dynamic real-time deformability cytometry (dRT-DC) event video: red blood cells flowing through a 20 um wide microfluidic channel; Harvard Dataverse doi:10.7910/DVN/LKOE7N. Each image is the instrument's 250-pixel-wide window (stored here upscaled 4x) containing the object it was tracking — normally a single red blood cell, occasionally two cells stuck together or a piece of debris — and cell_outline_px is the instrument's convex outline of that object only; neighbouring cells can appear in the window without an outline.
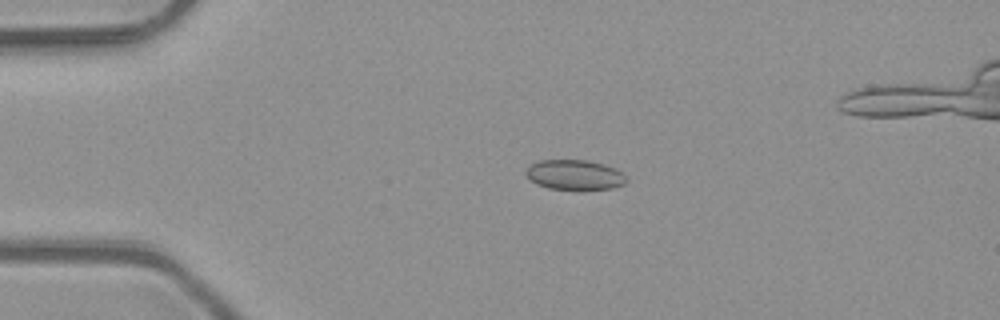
{"species": "common noctule bat (a hibernating species)", "species_latin": "Nyctalus noctula", "temperature_condition": "room temperature", "stored_images_in_passage": 51, "camera_frame_rate_fps": 3000, "um_per_image_px": 0.085, "animal": {"sex": "male", "body_mass_g": 23.1, "forearm_length_mm": 52.7}, "frame": {"image": 1, "passage_image": 11, "time_ms": 3.333, "image_size_px": [1000, 320], "cell_outline_px": [[628, 180], [624, 184], [612, 188], [548, 188], [536, 184], [524, 172], [532, 164], [540, 160], [588, 160], [604, 164], [616, 168]], "centroid_in_image_um": [48.85, 14.83], "position_along_channel_um": 36.1, "area_um2": 17.11}}
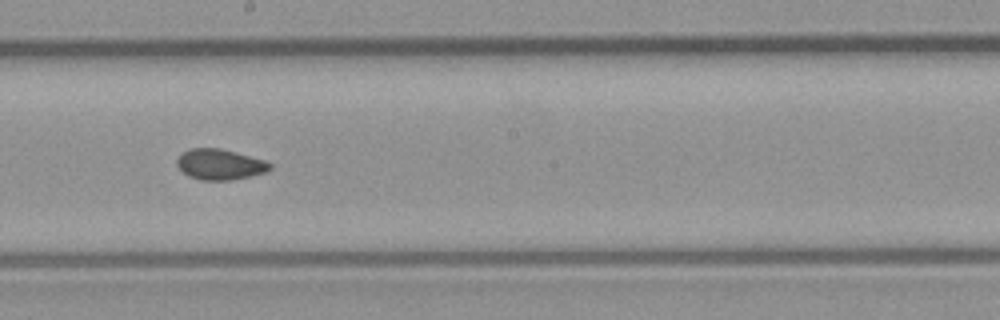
{"frame": {"image": 2, "passage_image": 28, "time_ms": 9.0, "image_size_px": [1000, 320], "cell_outline_px": [[272, 168], [264, 172], [252, 176], [232, 180], [200, 180], [188, 176], [176, 164], [176, 160], [184, 152], [192, 148], [220, 148], [236, 152], [264, 160], [272, 164]], "centroid_in_image_um": [18.71, 13.98], "position_along_channel_um": 229.5, "area_um2": 16.53}}
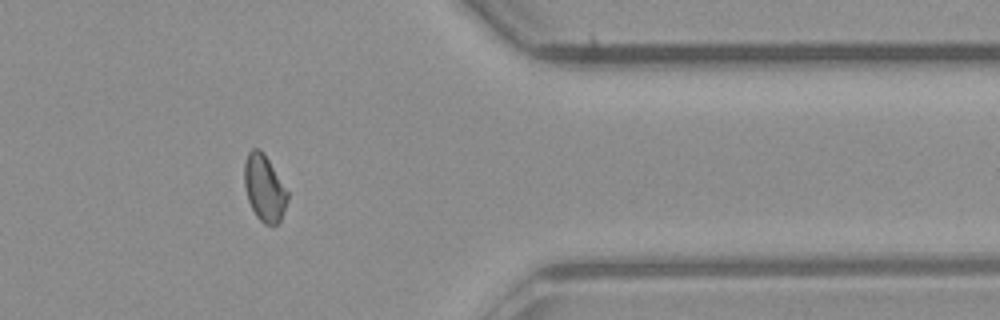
{"frame": {"image": 3, "passage_image": 41, "time_ms": 13.333, "image_size_px": [1000, 320], "cell_outline_px": [[288, 200], [280, 220], [276, 224], [264, 224], [256, 216], [248, 200], [244, 184], [244, 164], [248, 152], [252, 148], [260, 148], [268, 160], [288, 192]], "centroid_in_image_um": [22.45, 15.98], "position_along_channel_um": 389.0, "area_um2": 16.47}, "authors_computed_cell_mechanics": {"area_um2": 16.9932, "velocity_mm_per_s": 4.1064, "shape_relaxation_time_tau1_ms": null, "shape_relaxation_time_tau2_ms": 1.6779, "deformation_change_tau1": null, "deformation_change_tau2": 0.0528}}